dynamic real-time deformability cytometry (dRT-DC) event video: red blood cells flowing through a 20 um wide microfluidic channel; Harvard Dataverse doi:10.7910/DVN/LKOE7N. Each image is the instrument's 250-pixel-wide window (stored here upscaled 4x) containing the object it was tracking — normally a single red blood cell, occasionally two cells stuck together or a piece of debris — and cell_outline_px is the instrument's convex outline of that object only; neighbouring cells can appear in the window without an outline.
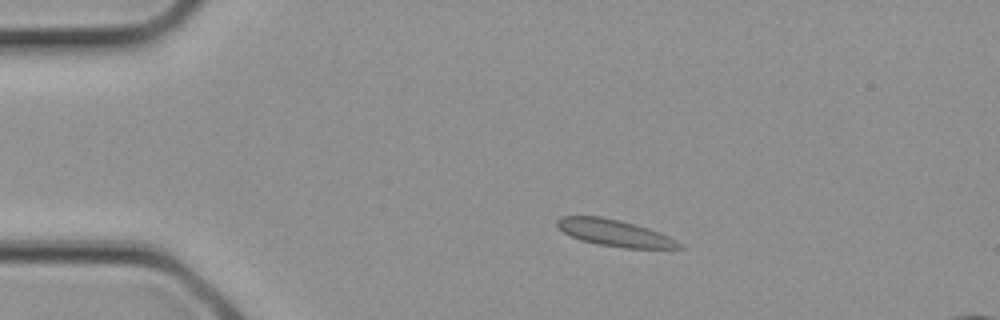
{"species": "common noctule bat (a hibernating species)", "species_latin": "Nyctalus noctula", "temperature_condition": "cold", "stored_images_in_passage": 3, "camera_frame_rate_fps": 3000, "um_per_image_px": 0.085, "animal": {"sex": "female", "body_mass_g": 21.9}, "frame": {"image": 1, "passage_image": 1, "time_ms": 0.0, "image_size_px": [1000, 320], "cell_outline_px": [[684, 248], [624, 248], [596, 244], [580, 240], [564, 232], [556, 224], [556, 220], [560, 216], [600, 216], [620, 220], [648, 228], [660, 232], [676, 240]], "centroid_in_image_um": [52.22, 19.79], "position_along_channel_um": 32.8, "area_um2": 18.84}}